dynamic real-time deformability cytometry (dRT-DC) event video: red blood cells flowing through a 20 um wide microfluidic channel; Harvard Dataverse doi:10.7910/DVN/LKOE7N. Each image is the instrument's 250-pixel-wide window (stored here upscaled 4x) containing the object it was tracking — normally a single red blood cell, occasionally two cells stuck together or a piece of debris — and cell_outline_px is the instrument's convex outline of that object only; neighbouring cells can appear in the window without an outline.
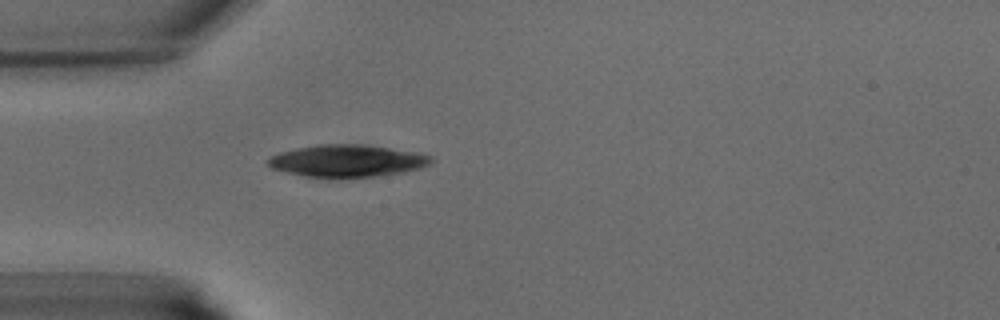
{"species": "common noctule bat (a hibernating species)", "species_latin": "Nyctalus noctula", "temperature_condition": "warm", "stored_images_in_passage": 30, "camera_frame_rate_fps": 3000, "um_per_image_px": 0.085, "animal": {"sex": "male", "body_mass_g": 15.6}, "frame": {"image": 1, "passage_image": 2, "time_ms": 0.333, "image_size_px": [1000, 320], "cell_outline_px": [[436, 160], [432, 164], [420, 168], [404, 172], [380, 176], [340, 180], [328, 180], [304, 176], [272, 168], [264, 160], [280, 152], [316, 144], [368, 144], [420, 152], [432, 156]], "centroid_in_image_um": [29.58, 13.7], "position_along_channel_um": 55.4, "area_um2": 31.91}}
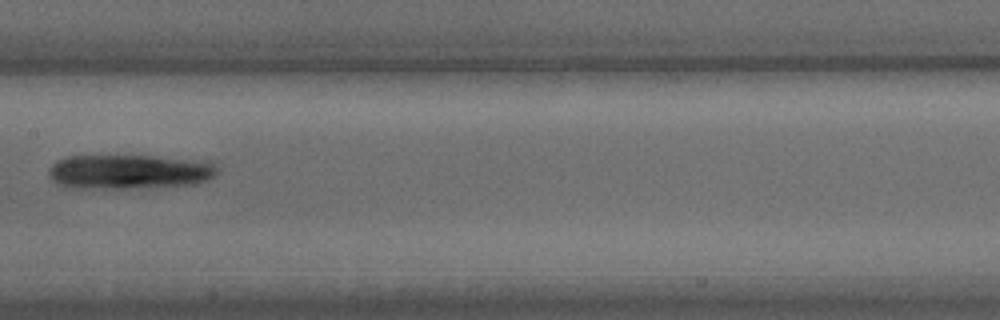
{"frame": {"image": 2, "passage_image": 11, "time_ms": 3.333, "image_size_px": [1000, 320], "cell_outline_px": [[220, 172], [208, 180], [196, 184], [124, 188], [64, 188], [56, 184], [48, 176], [48, 168], [56, 160], [64, 156], [156, 156], [212, 160], [220, 168]], "centroid_in_image_um": [11.02, 14.58], "position_along_channel_um": 196.4, "area_um2": 34.74}}
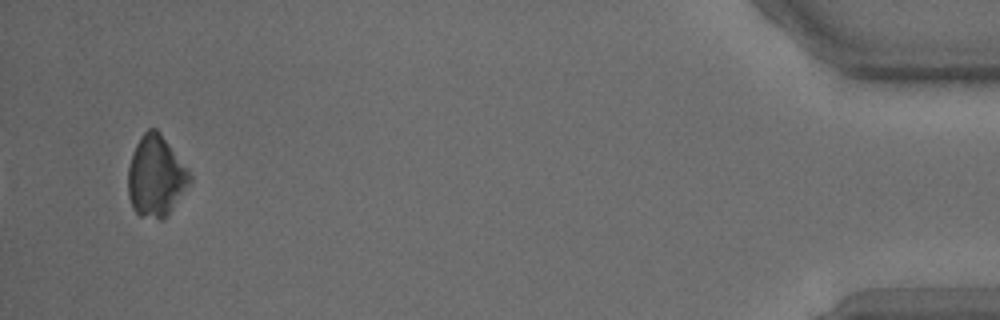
{"frame": {"image": 3, "passage_image": 30, "time_ms": 9.667, "image_size_px": [1000, 320], "cell_outline_px": [[192, 180], [168, 216], [160, 220], [140, 216], [132, 208], [128, 196], [128, 168], [132, 152], [140, 136], [148, 128], [156, 128], [160, 132], [188, 168], [192, 176]], "centroid_in_image_um": [13.25, 14.99], "position_along_channel_um": 421.9, "area_um2": 29.48}}